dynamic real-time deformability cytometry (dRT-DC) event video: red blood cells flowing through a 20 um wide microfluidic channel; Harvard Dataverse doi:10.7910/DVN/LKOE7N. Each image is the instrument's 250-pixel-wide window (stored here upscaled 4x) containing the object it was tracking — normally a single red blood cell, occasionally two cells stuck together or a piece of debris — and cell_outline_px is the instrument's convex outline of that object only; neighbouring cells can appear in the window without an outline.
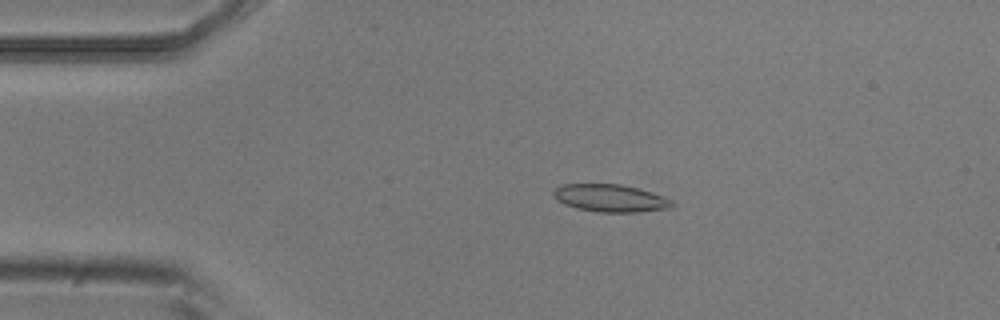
{"species": "common noctule bat (a hibernating species)", "species_latin": "Nyctalus noctula", "temperature_condition": "room temperature", "stored_images_in_passage": 5, "camera_frame_rate_fps": 3000, "um_per_image_px": 0.085, "animal": {"sex": "male", "body_mass_g": 20.5, "forearm_length_mm": 52.5}, "frame": {"image": 1, "passage_image": 2, "time_ms": 0.333, "image_size_px": [1000, 320], "cell_outline_px": [[676, 204], [672, 208], [636, 212], [596, 212], [576, 208], [564, 204], [552, 196], [552, 192], [556, 188], [564, 184], [620, 184], [636, 188], [672, 200]], "centroid_in_image_um": [51.85, 16.85], "position_along_channel_um": 33.1, "area_um2": 18.9}}
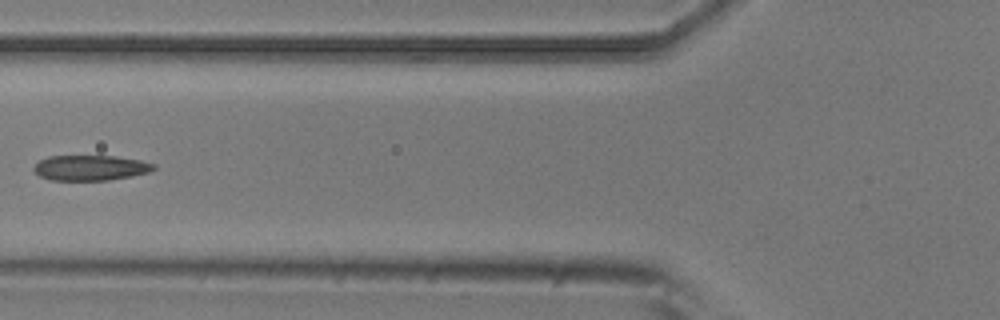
{"frame": {"image": 2, "passage_image": 4, "time_ms": 1.0, "image_size_px": [1000, 320], "cell_outline_px": [[156, 168], [148, 172], [132, 176], [108, 180], [52, 180], [40, 176], [32, 168], [40, 160], [48, 156], [116, 156], [140, 160], [156, 164]], "centroid_in_image_um": [7.71, 14.26], "position_along_channel_um": 118.1, "area_um2": 17.63}}
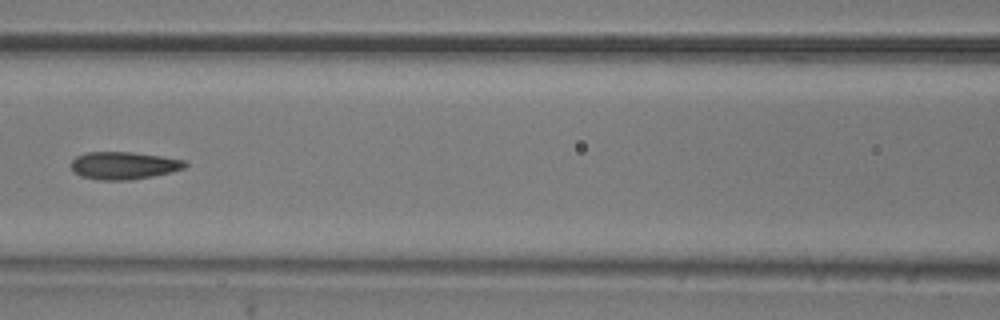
{"frame": {"image": 3, "passage_image": 5, "time_ms": 1.333, "image_size_px": [1000, 320], "cell_outline_px": [[188, 164], [184, 168], [172, 172], [132, 180], [100, 180], [80, 176], [72, 172], [72, 160], [76, 156], [88, 152], [132, 152], [160, 156], [184, 160]], "centroid_in_image_um": [10.5, 14.07], "position_along_channel_um": 156.1, "area_um2": 18.32}}